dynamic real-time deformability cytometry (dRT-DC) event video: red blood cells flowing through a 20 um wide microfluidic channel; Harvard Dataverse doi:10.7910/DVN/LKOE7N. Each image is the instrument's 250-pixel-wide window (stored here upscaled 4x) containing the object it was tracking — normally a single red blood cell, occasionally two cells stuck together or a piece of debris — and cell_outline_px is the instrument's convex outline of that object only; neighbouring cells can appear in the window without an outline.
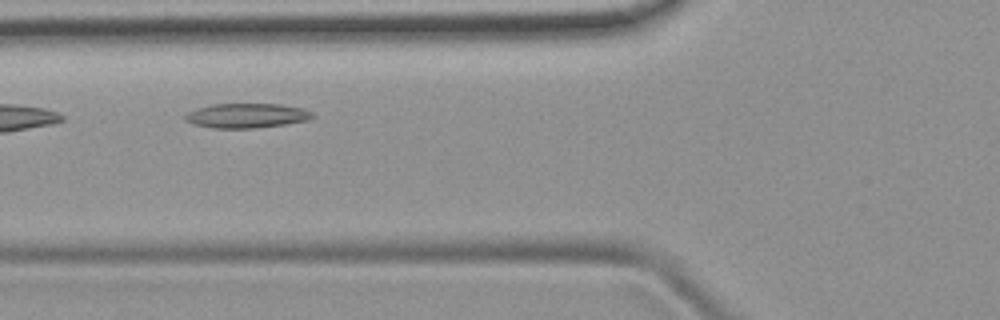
{"species": "common noctule bat (a hibernating species)", "species_latin": "Nyctalus noctula", "temperature_condition": "room temperature", "stored_images_in_passage": 6, "camera_frame_rate_fps": 3000, "um_per_image_px": 0.085, "animal": {"sex": "female", "body_mass_g": 19.9}, "frame": {"image": 1, "passage_image": 3, "time_ms": 2.333, "image_size_px": [1000, 320], "cell_outline_px": [[316, 116], [312, 120], [256, 128], [212, 128], [192, 124], [184, 120], [184, 116], [188, 112], [196, 108], [212, 104], [280, 104], [300, 108], [312, 112]], "centroid_in_image_um": [20.96, 9.83], "position_along_channel_um": 104.8, "area_um2": 18.38}}
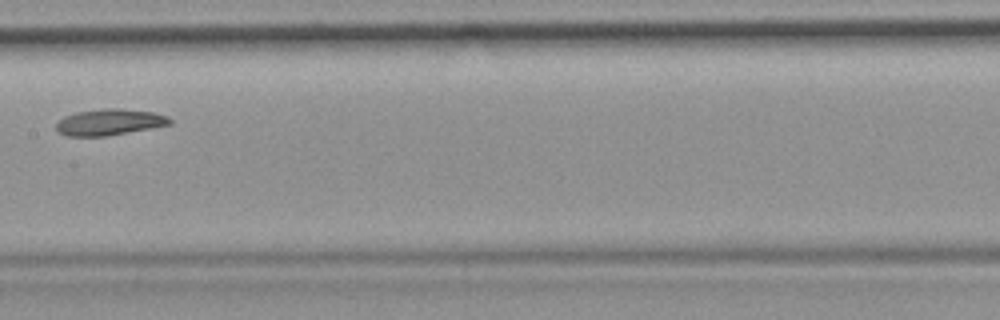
{"frame": {"image": 2, "passage_image": 5, "time_ms": 4.667, "image_size_px": [1000, 320], "cell_outline_px": [[172, 124], [104, 136], [68, 136], [60, 132], [56, 128], [56, 124], [64, 116], [76, 112], [100, 108], [120, 108], [152, 112], [168, 116], [172, 120]], "centroid_in_image_um": [9.3, 10.36], "position_along_channel_um": 198.1, "area_um2": 17.22}}
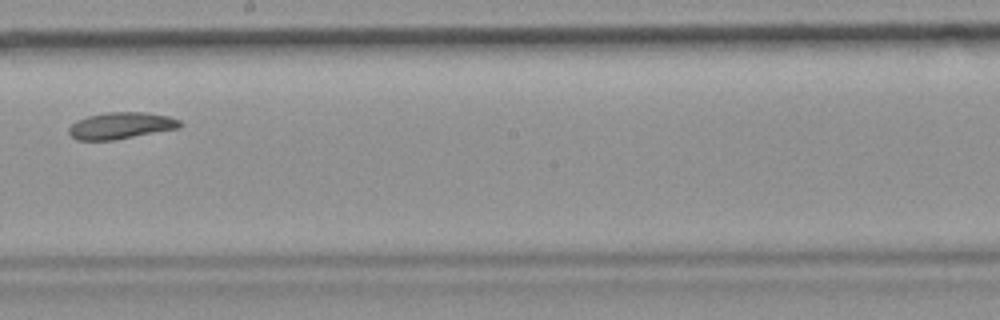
{"frame": {"image": 3, "passage_image": 6, "time_ms": 5.667, "image_size_px": [1000, 320], "cell_outline_px": [[184, 124], [180, 128], [116, 140], [76, 140], [68, 132], [68, 128], [76, 120], [88, 116], [108, 112], [144, 112], [168, 116], [180, 120]], "centroid_in_image_um": [10.3, 10.68], "position_along_channel_um": 237.9, "area_um2": 17.4}}